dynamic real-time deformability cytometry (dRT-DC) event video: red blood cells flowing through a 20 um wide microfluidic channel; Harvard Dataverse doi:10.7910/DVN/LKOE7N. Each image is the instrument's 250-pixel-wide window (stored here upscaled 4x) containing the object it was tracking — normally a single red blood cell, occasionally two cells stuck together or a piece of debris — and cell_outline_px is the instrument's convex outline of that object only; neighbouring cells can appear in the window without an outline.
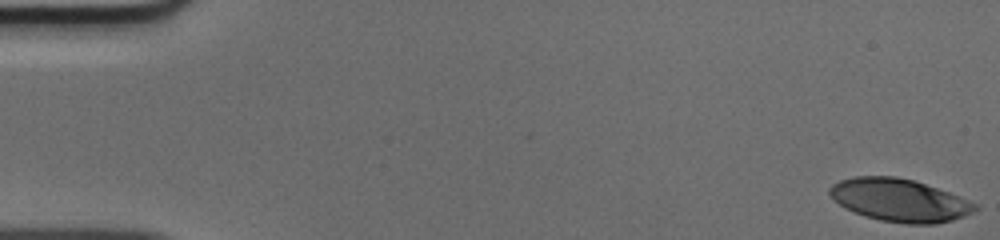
{"species": "human", "species_latin": "Homo sapiens", "temperature_condition": "cold", "stored_images_in_passage": 44, "camera_frame_rate_fps": 3000, "um_per_image_px": 0.085, "donor": {"sex": "male"}, "frame": {"image": 1, "passage_image": 1, "time_ms": 0.0, "image_size_px": [1000, 240], "cell_outline_px": [[980, 208], [964, 216], [952, 220], [936, 224], [904, 224], [880, 220], [864, 216], [844, 208], [832, 200], [828, 192], [828, 188], [832, 184], [840, 180], [856, 176], [896, 176], [912, 180], [948, 192], [968, 200], [976, 204]], "centroid_in_image_um": [76.41, 17.02], "position_along_channel_um": 8.6, "area_um2": 36.3}}
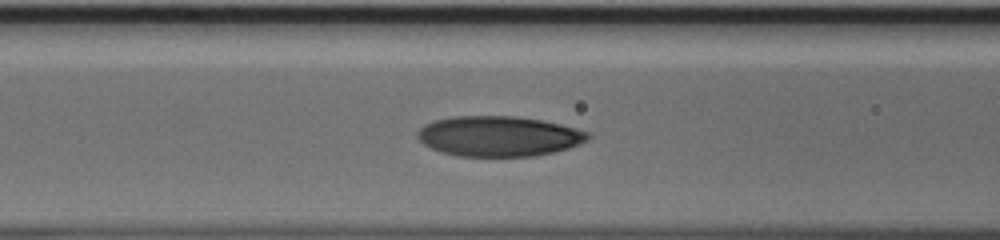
{"frame": {"image": 2, "passage_image": 21, "time_ms": 6.667, "image_size_px": [1000, 240], "cell_outline_px": [[592, 136], [588, 140], [568, 148], [536, 156], [456, 156], [440, 152], [424, 144], [416, 136], [416, 132], [424, 124], [432, 120], [452, 116], [516, 116], [540, 120], [560, 124], [576, 128], [588, 132]], "centroid_in_image_um": [42.36, 11.57], "position_along_channel_um": 124.2, "area_um2": 40.17}}
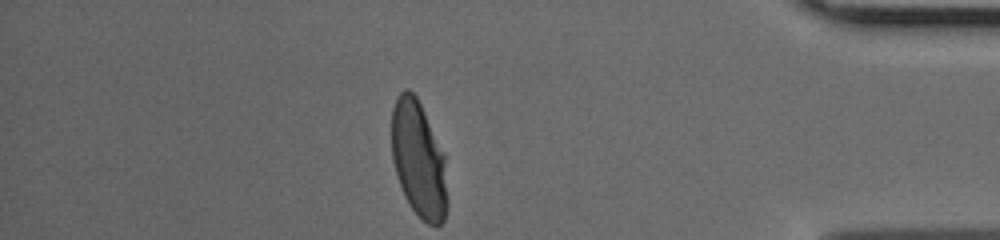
{"frame": {"image": 3, "passage_image": 44, "time_ms": 14.333, "image_size_px": [1000, 240], "cell_outline_px": [[448, 208], [444, 220], [440, 224], [428, 224], [408, 204], [404, 196], [396, 176], [392, 160], [392, 108], [396, 96], [404, 88], [408, 88], [416, 96], [444, 152], [448, 200]], "centroid_in_image_um": [35.58, 13.55], "position_along_channel_um": 399.6, "area_um2": 38.03}}